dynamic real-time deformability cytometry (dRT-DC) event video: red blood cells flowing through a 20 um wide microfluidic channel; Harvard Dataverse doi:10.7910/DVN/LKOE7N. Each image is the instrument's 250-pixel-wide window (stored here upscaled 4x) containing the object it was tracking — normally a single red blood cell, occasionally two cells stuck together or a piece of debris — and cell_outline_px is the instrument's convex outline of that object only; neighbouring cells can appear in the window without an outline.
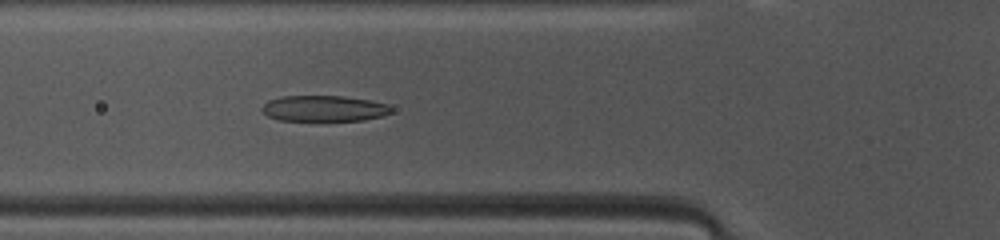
{"species": "common noctule bat (a hibernating species)", "species_latin": "Nyctalus noctula", "temperature_condition": "warm", "stored_images_in_passage": 41, "camera_frame_rate_fps": 3000, "um_per_image_px": 0.085, "animal": {"sex": "female", "body_mass_g": 10.0, "forearm_length_mm": 53.1}, "frame": {"image": 1, "passage_image": 9, "time_ms": 2.667, "image_size_px": [1000, 240], "cell_outline_px": [[392, 112], [380, 116], [364, 120], [280, 120], [268, 116], [260, 108], [268, 100], [284, 96], [340, 96], [368, 100], [388, 104], [392, 108]], "centroid_in_image_um": [27.53, 9.21], "position_along_channel_um": 98.3, "area_um2": 19.25}}
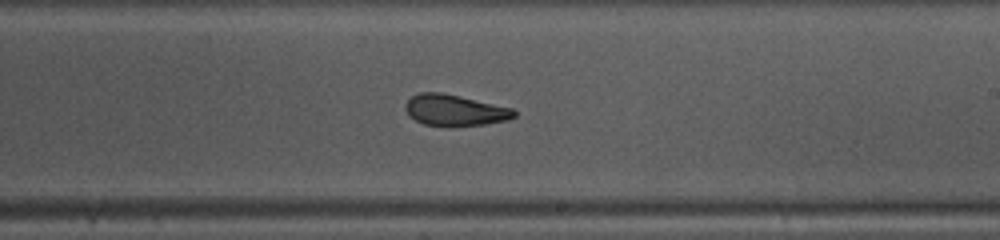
{"frame": {"image": 2, "passage_image": 20, "time_ms": 6.333, "image_size_px": [1000, 240], "cell_outline_px": [[516, 116], [508, 120], [484, 124], [424, 124], [408, 116], [404, 108], [404, 104], [412, 96], [420, 92], [444, 92], [512, 108], [516, 112]], "centroid_in_image_um": [38.64, 9.33], "position_along_channel_um": 250.4, "area_um2": 19.36}}
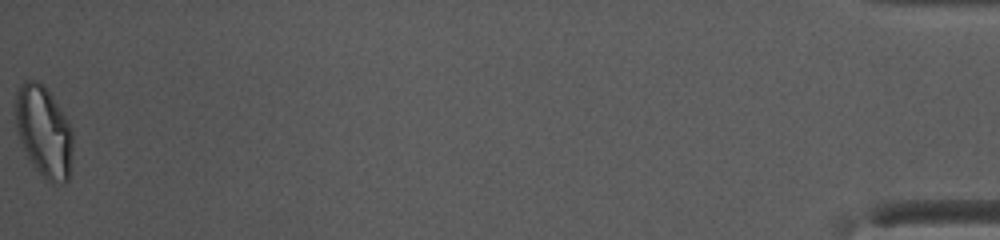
{"frame": {"image": 3, "passage_image": 41, "time_ms": 13.333, "image_size_px": [1000, 240], "cell_outline_px": [[72, 148], [68, 180], [52, 184], [32, 164], [20, 140], [16, 128], [16, 92], [24, 80], [36, 80], [52, 96], [68, 120], [72, 128]], "centroid_in_image_um": [3.73, 11.17], "position_along_channel_um": 431.5, "area_um2": 29.82}, "authors_computed_cell_mechanics": {"area_um2": 20.7502, "velocity_mm_per_s": 4.1411, "shape_relaxation_time_tau1_ms": 4.4349, "shape_relaxation_time_tau2_ms": 2.9307, "deformation_change_tau1": 0.1818, "deformation_change_tau2": 0.064}}